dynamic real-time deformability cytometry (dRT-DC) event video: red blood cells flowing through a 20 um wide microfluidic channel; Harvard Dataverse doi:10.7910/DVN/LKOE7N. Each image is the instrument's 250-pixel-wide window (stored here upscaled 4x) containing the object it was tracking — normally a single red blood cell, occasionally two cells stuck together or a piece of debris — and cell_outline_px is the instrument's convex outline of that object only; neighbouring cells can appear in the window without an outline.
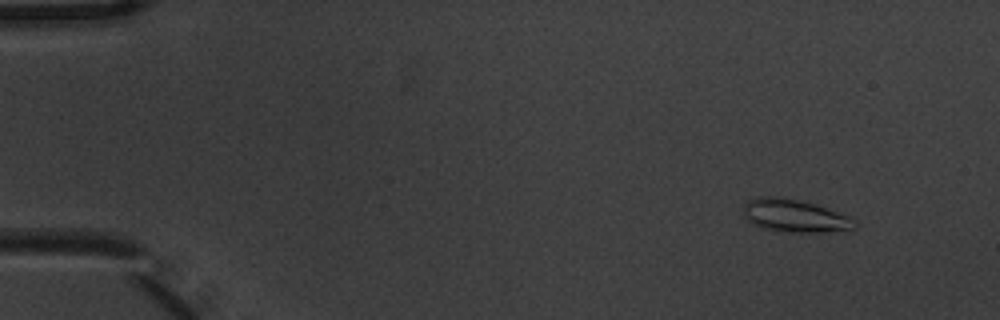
{"species": "common noctule bat (a hibernating species)", "species_latin": "Nyctalus noctula", "temperature_condition": "warm", "stored_images_in_passage": 15, "camera_frame_rate_fps": 3000, "um_per_image_px": 0.085, "animal": {"sex": "male", "body_mass_g": 20.1, "forearm_length_mm": 53.5}, "frame": {"image": 1, "passage_image": 2, "time_ms": 0.333, "image_size_px": [1000, 320], "cell_outline_px": [[856, 228], [848, 232], [788, 232], [764, 228], [752, 224], [744, 216], [744, 204], [748, 200], [756, 196], [780, 196], [812, 204], [848, 216], [856, 220]], "centroid_in_image_um": [67.57, 18.36], "position_along_channel_um": 17.4, "area_um2": 21.33}}
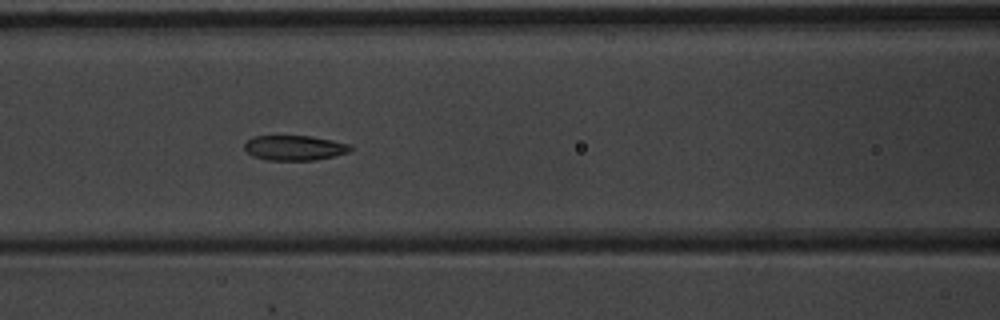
{"frame": {"image": 2, "passage_image": 7, "time_ms": 2.0, "image_size_px": [1000, 320], "cell_outline_px": [[352, 148], [348, 152], [316, 160], [268, 160], [252, 156], [244, 148], [244, 144], [252, 136], [312, 136], [332, 140], [348, 144]], "centroid_in_image_um": [25.0, 12.56], "position_along_channel_um": 141.6, "area_um2": 15.32}}
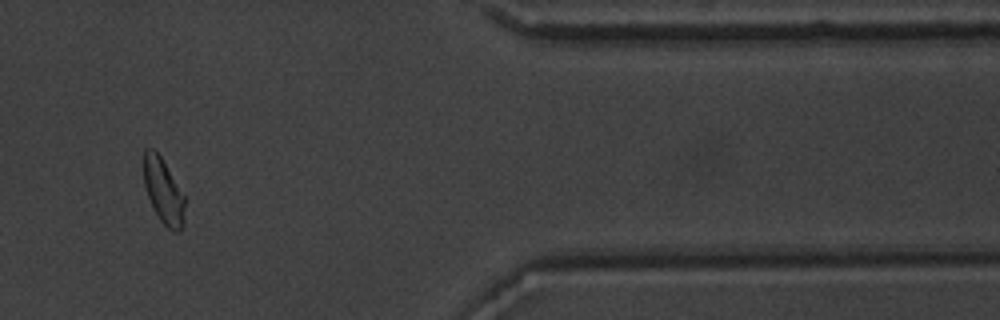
{"frame": {"image": 3, "passage_image": 13, "time_ms": 4.0, "image_size_px": [1000, 320], "cell_outline_px": [[184, 224], [180, 232], [172, 232], [160, 220], [148, 196], [144, 184], [144, 148], [152, 148], [160, 156], [184, 196]], "centroid_in_image_um": [13.89, 16.28], "position_along_channel_um": 397.5, "area_um2": 15.26}}